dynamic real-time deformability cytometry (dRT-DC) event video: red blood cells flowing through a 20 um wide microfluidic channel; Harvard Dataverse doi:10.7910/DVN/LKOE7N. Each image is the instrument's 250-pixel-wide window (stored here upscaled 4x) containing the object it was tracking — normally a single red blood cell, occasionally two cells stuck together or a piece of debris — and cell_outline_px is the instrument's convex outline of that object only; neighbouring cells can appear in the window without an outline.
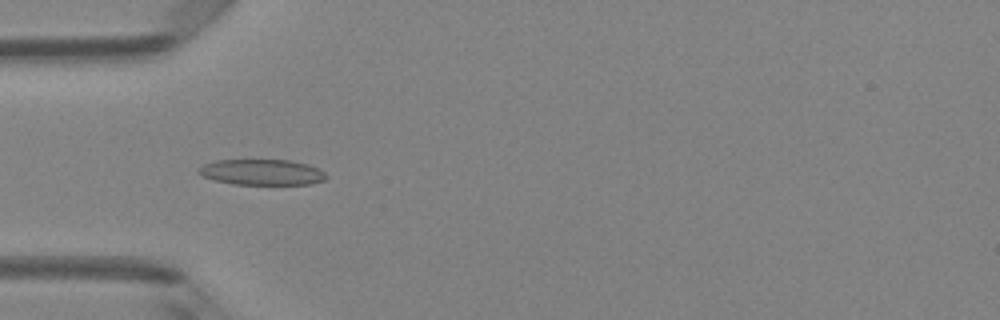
{"species": "Egyptian fruit bat (a non-hibernating species)", "species_latin": "Rousettus aegyptiacus", "temperature_condition": "room temperature", "stored_images_in_passage": 5, "camera_frame_rate_fps": 3000, "um_per_image_px": 0.085, "animal": {"sex": "female"}, "frame": {"image": 1, "passage_image": 5, "time_ms": 1.333, "image_size_px": [1000, 320], "cell_outline_px": [[328, 176], [324, 180], [312, 184], [232, 184], [216, 180], [204, 176], [196, 172], [204, 164], [216, 160], [288, 160], [308, 164], [320, 168]], "centroid_in_image_um": [22.31, 14.63], "position_along_channel_um": 62.7, "area_um2": 19.07}}